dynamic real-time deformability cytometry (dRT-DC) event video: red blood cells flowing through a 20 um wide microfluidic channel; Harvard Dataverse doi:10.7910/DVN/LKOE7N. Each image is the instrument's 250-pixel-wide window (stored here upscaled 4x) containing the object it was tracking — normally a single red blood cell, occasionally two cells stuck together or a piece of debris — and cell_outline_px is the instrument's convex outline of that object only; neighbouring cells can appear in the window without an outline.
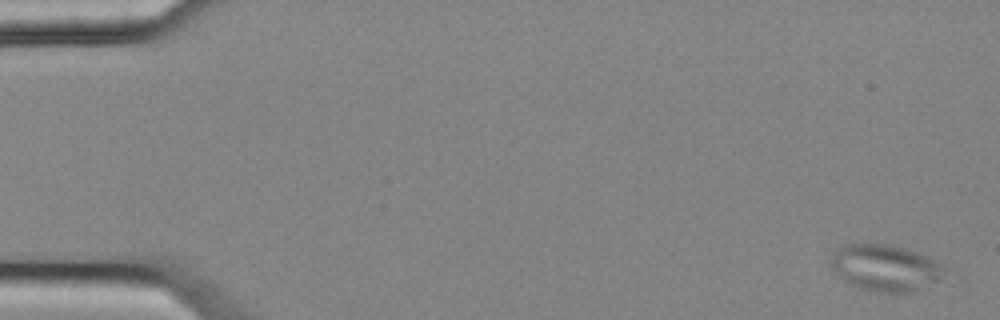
{"species": "common noctule bat (a hibernating species)", "species_latin": "Nyctalus noctula", "temperature_condition": "cold", "stored_images_in_passage": 6, "camera_frame_rate_fps": 3000, "um_per_image_px": 0.085, "animal": {"sex": "female", "body_mass_g": 25.1}, "frame": {"image": 1, "passage_image": 1, "time_ms": 0.0, "image_size_px": [1000, 320], "cell_outline_px": [[956, 268], [940, 280], [912, 292], [880, 292], [860, 288], [844, 280], [832, 268], [832, 252], [836, 248], [844, 244], [888, 244], [904, 248]], "centroid_in_image_um": [75.37, 22.76], "position_along_channel_um": 9.6, "area_um2": 31.15}}